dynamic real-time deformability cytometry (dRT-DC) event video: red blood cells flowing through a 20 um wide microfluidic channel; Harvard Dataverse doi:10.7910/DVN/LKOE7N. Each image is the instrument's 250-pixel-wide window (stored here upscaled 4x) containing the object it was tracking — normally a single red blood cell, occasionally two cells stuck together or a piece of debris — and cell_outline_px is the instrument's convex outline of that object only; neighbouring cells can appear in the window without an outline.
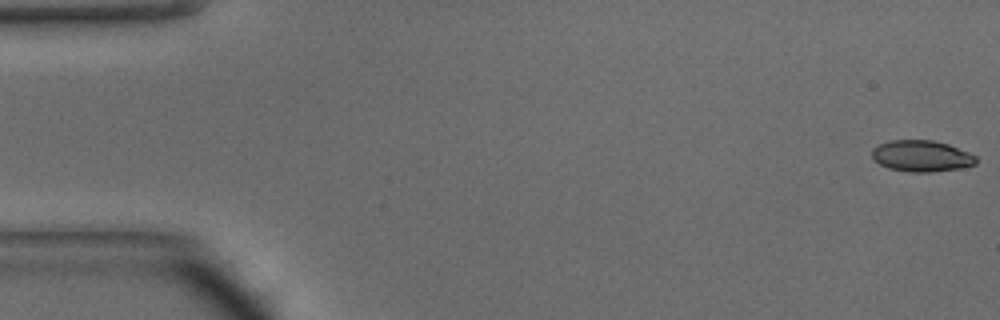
{"species": "common noctule bat (a hibernating species)", "species_latin": "Nyctalus noctula", "temperature_condition": "warm", "stored_images_in_passage": 48, "camera_frame_rate_fps": 3000, "um_per_image_px": 0.085, "animal": {"sex": "male", "body_mass_g": 15.6}, "frame": {"image": 1, "passage_image": 1, "time_ms": 0.0, "image_size_px": [1000, 320], "cell_outline_px": [[976, 164], [960, 168], [932, 172], [912, 172], [888, 168], [880, 164], [872, 156], [872, 148], [888, 140], [932, 140], [948, 144], [968, 152], [976, 156]], "centroid_in_image_um": [78.33, 13.26], "position_along_channel_um": 6.7, "area_um2": 18.9}}
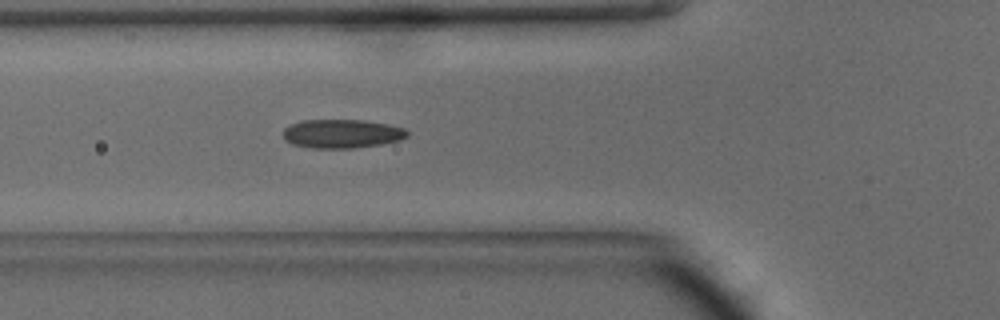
{"frame": {"image": 2, "passage_image": 17, "time_ms": 5.333, "image_size_px": [1000, 320], "cell_outline_px": [[408, 136], [400, 140], [380, 144], [352, 148], [312, 148], [292, 144], [284, 140], [284, 128], [300, 120], [364, 120], [388, 124], [404, 128], [408, 132]], "centroid_in_image_um": [29.05, 11.36], "position_along_channel_um": 96.7, "area_um2": 20.81}}
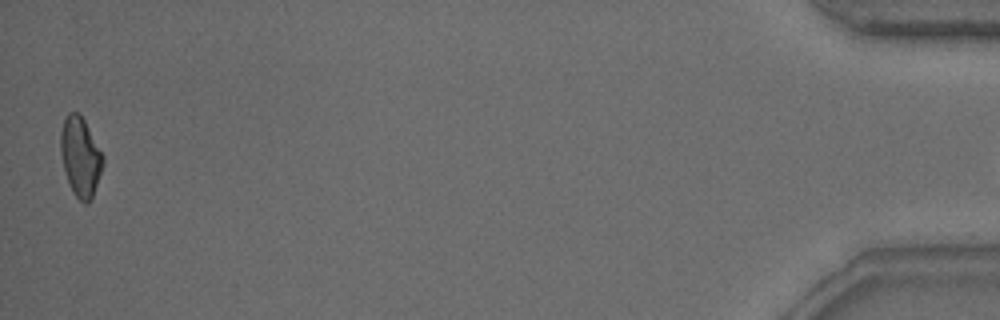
{"frame": {"image": 3, "passage_image": 47, "time_ms": 15.333, "image_size_px": [1000, 320], "cell_outline_px": [[104, 164], [92, 196], [88, 204], [84, 204], [72, 192], [64, 168], [60, 152], [60, 132], [64, 120], [68, 112], [80, 112], [104, 156]], "centroid_in_image_um": [6.83, 13.3], "position_along_channel_um": 428.4, "area_um2": 19.54}}